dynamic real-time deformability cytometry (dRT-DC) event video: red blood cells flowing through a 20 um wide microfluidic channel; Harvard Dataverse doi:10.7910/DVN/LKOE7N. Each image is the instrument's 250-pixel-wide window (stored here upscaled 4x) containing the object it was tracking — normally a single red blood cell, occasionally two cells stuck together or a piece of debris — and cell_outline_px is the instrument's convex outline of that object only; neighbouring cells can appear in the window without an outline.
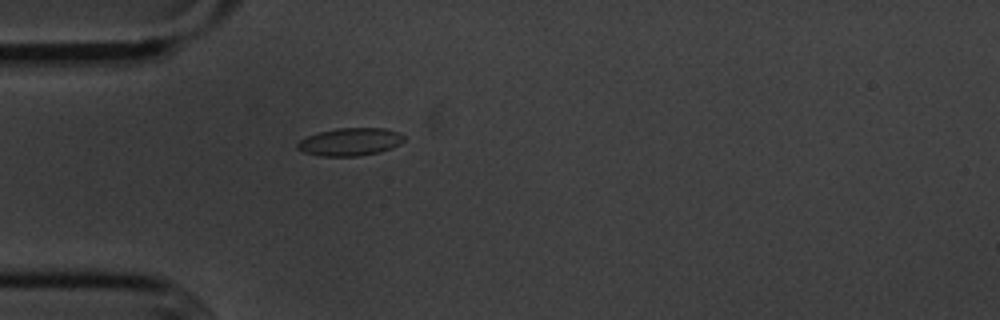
{"species": "common noctule bat (a hibernating species)", "species_latin": "Nyctalus noctula", "temperature_condition": "cold", "stored_images_in_passage": 3, "camera_frame_rate_fps": 3000, "um_per_image_px": 0.085, "animal": {"sex": "male", "body_mass_g": 20.1, "forearm_length_mm": 53.5}, "frame": {"image": 1, "passage_image": 3, "time_ms": 2.333, "image_size_px": [1000, 320], "cell_outline_px": [[404, 140], [400, 144], [392, 148], [380, 152], [356, 156], [320, 156], [304, 152], [296, 148], [296, 144], [300, 140], [308, 136], [320, 132], [336, 128], [384, 128], [400, 132], [404, 136]], "centroid_in_image_um": [29.78, 12.05], "position_along_channel_um": 55.2, "area_um2": 17.28}}